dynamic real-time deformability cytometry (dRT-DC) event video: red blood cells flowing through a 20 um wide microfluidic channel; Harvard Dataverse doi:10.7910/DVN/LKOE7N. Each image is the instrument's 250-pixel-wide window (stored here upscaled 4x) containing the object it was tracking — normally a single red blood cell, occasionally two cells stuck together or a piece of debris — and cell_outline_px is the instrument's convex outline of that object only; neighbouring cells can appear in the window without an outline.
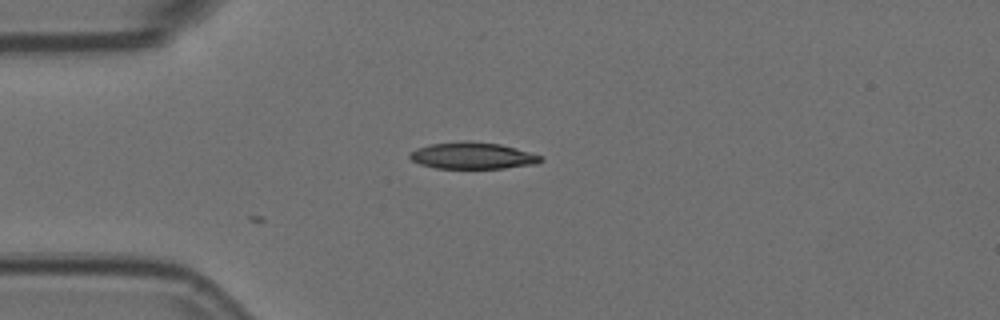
{"species": "Egyptian fruit bat (a non-hibernating species)", "species_latin": "Rousettus aegyptiacus", "temperature_condition": "room temperature", "stored_images_in_passage": 2, "camera_frame_rate_fps": 3000, "um_per_image_px": 0.085, "animal": {"sex": "female"}, "frame": {"image": 1, "passage_image": 2, "time_ms": 0.333, "image_size_px": [1000, 320], "cell_outline_px": [[544, 160], [536, 164], [504, 168], [436, 168], [420, 164], [412, 160], [408, 156], [416, 148], [432, 144], [460, 140], [468, 140], [500, 144], [516, 148], [544, 156]], "centroid_in_image_um": [40.2, 13.22], "position_along_channel_um": 44.8, "area_um2": 20.46}}